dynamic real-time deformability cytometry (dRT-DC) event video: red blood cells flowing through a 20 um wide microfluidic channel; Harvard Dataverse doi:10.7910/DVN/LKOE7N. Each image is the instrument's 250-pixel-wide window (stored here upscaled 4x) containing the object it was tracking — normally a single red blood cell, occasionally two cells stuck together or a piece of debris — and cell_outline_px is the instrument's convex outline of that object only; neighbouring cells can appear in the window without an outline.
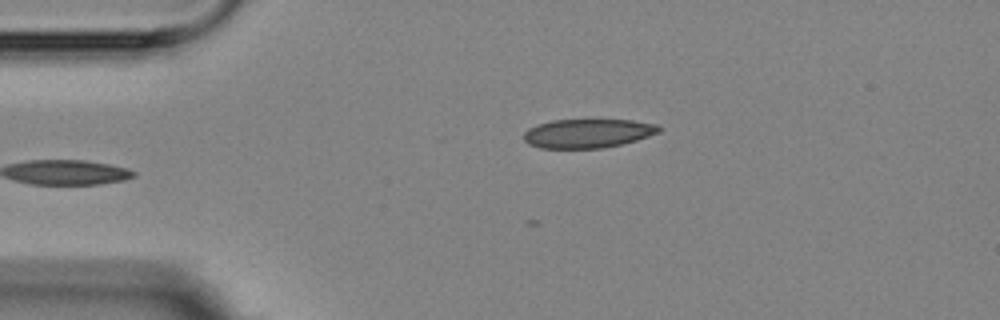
{"species": "Egyptian fruit bat (a non-hibernating species)", "species_latin": "Rousettus aegyptiacus", "temperature_condition": "room temperature", "stored_images_in_passage": 3, "camera_frame_rate_fps": 3000, "um_per_image_px": 0.085, "animal": {"sex": "female"}, "frame": {"image": 1, "passage_image": 3, "time_ms": 2.0, "image_size_px": [1000, 320], "cell_outline_px": [[660, 132], [636, 140], [620, 144], [600, 148], [540, 148], [528, 144], [524, 140], [524, 132], [528, 128], [536, 124], [552, 120], [632, 120], [660, 124]], "centroid_in_image_um": [49.94, 11.33], "position_along_channel_um": 35.1, "area_um2": 22.83}}